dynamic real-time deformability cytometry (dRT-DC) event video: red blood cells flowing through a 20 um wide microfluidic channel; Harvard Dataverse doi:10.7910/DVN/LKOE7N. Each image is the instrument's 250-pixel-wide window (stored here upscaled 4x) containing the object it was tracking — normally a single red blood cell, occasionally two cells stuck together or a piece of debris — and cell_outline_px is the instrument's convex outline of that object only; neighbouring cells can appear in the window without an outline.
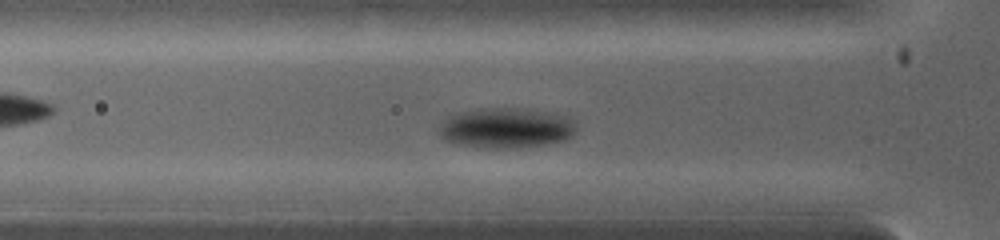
{"species": "common noctule bat (a hibernating species)", "species_latin": "Nyctalus noctula", "temperature_condition": "warm", "stored_images_in_passage": 17, "camera_frame_rate_fps": 5000, "um_per_image_px": 0.085, "animal": {"sex": "female", "body_mass_g": 19.0, "forearm_length_mm": 53.3}, "frame": {"image": 1, "passage_image": 7, "time_ms": 2.2, "image_size_px": [1000, 240], "cell_outline_px": [[576, 132], [572, 136], [564, 140], [548, 144], [516, 148], [484, 148], [456, 144], [444, 140], [436, 132], [440, 124], [448, 116], [456, 112], [476, 108], [512, 108], [548, 112], [576, 120]], "centroid_in_image_um": [42.97, 10.88], "position_along_channel_um": 82.8, "area_um2": 32.66}}
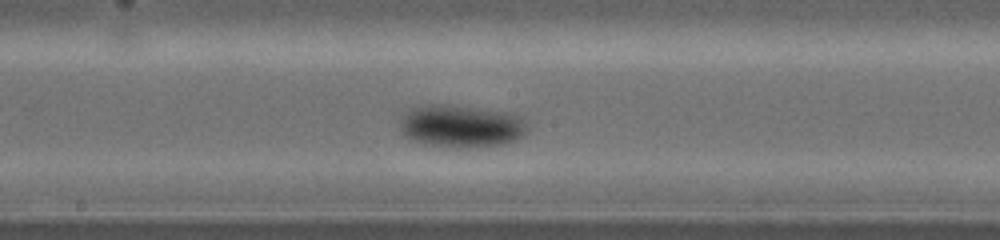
{"frame": {"image": 2, "passage_image": 13, "time_ms": 4.4, "image_size_px": [1000, 240], "cell_outline_px": [[528, 132], [524, 136], [516, 140], [504, 144], [460, 148], [456, 148], [424, 144], [408, 136], [400, 128], [400, 120], [408, 108], [428, 104], [452, 104], [504, 112], [520, 116], [528, 124]], "centroid_in_image_um": [39.23, 10.71], "position_along_channel_um": 209.0, "area_um2": 31.79}}
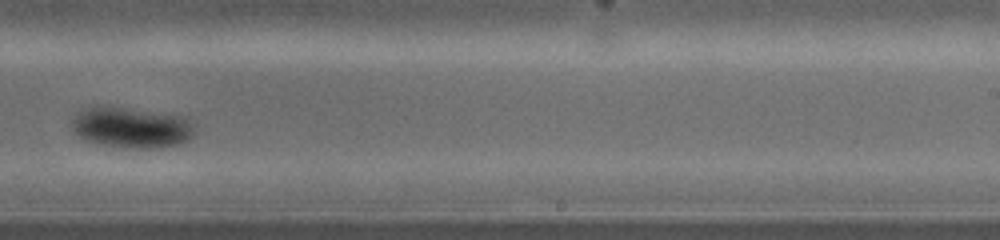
{"frame": {"image": 3, "passage_image": 16, "time_ms": 5.6, "image_size_px": [1000, 240], "cell_outline_px": [[196, 132], [188, 140], [180, 144], [160, 148], [128, 148], [104, 144], [84, 140], [72, 128], [72, 116], [80, 108], [92, 104], [108, 104], [188, 116], [196, 128]], "centroid_in_image_um": [11.18, 10.77], "position_along_channel_um": 277.8, "area_um2": 30.52}}